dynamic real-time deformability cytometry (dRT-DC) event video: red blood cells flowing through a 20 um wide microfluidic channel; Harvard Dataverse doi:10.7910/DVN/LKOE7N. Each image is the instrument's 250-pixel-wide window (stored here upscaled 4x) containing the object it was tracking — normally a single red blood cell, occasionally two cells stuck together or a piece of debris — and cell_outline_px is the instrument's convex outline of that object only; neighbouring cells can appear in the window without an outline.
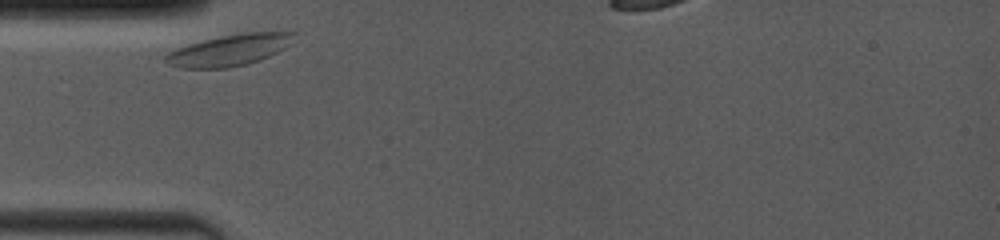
{"species": "common noctule bat (a hibernating species)", "species_latin": "Nyctalus noctula", "temperature_condition": "room temperature", "stored_images_in_passage": 43, "camera_frame_rate_fps": 4000, "um_per_image_px": 0.085, "animal": {"sex": "female", "body_mass_g": 19.0, "forearm_length_mm": 53.3}, "frame": {"image": 1, "passage_image": 1, "time_ms": 0.0, "image_size_px": [1000, 240], "cell_outline_px": [[296, 32], [284, 48], [260, 60], [228, 68], [180, 68], [168, 64], [164, 60], [164, 56], [168, 52], [176, 48], [188, 44], [220, 36], [244, 32]], "centroid_in_image_um": [19.42, 4.26], "position_along_channel_um": 65.6, "area_um2": 23.12}}
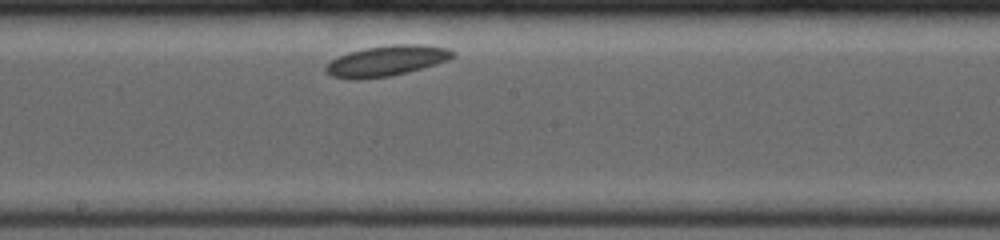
{"frame": {"image": 2, "passage_image": 22, "time_ms": 4.25, "image_size_px": [1000, 240], "cell_outline_px": [[456, 56], [448, 60], [408, 72], [392, 76], [356, 80], [352, 80], [332, 76], [324, 68], [332, 60], [348, 52], [368, 48], [392, 44], [424, 44], [448, 48], [456, 52]], "centroid_in_image_um": [32.9, 5.17], "position_along_channel_um": 215.3, "area_um2": 22.6}}
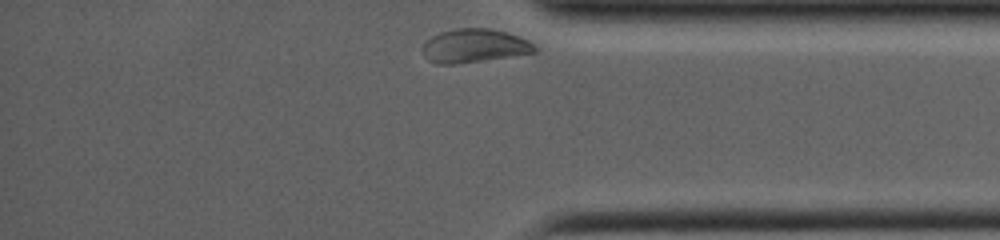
{"frame": {"image": 3, "passage_image": 43, "time_ms": 9.25, "image_size_px": [1000, 240], "cell_outline_px": [[536, 52], [452, 64], [436, 64], [428, 60], [424, 56], [424, 44], [432, 36], [440, 32], [456, 28], [488, 28], [520, 36], [528, 40], [536, 48]], "centroid_in_image_um": [40.29, 3.88], "position_along_channel_um": 394.9, "area_um2": 21.5}}